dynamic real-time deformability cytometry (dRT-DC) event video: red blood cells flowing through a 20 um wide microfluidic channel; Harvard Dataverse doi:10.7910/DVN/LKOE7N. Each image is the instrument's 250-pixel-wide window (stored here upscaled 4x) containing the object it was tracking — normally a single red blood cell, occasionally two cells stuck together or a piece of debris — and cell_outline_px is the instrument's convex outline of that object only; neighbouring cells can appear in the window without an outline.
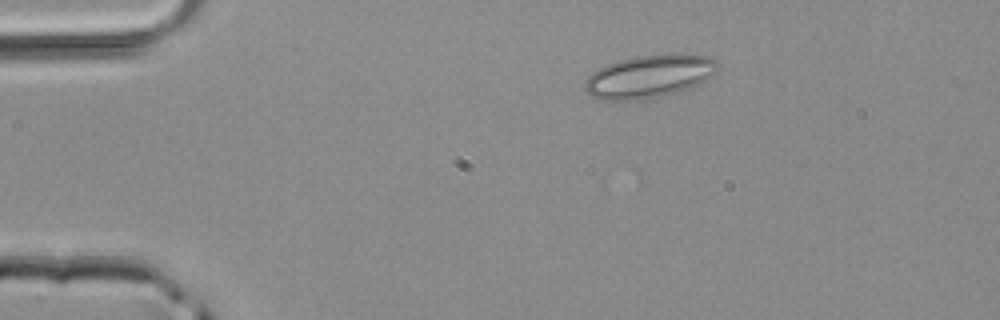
{"species": "common noctule bat (a hibernating species)", "species_latin": "Nyctalus noctula", "temperature_condition": "room temperature", "stored_images_in_passage": 4, "camera_frame_rate_fps": 3000, "um_per_image_px": 0.085, "animal": {"sex": "male", "body_mass_g": 20.4}, "frame": {"image": 1, "passage_image": 2, "time_ms": 0.333, "image_size_px": [1000, 320], "cell_outline_px": [[720, 68], [716, 72], [700, 84], [676, 92], [660, 96], [632, 100], [600, 100], [592, 96], [584, 88], [584, 84], [588, 76], [592, 72], [608, 64], [632, 56], [680, 52], [712, 56], [720, 64]], "centroid_in_image_um": [55.25, 6.45], "position_along_channel_um": 29.7, "area_um2": 33.7}}